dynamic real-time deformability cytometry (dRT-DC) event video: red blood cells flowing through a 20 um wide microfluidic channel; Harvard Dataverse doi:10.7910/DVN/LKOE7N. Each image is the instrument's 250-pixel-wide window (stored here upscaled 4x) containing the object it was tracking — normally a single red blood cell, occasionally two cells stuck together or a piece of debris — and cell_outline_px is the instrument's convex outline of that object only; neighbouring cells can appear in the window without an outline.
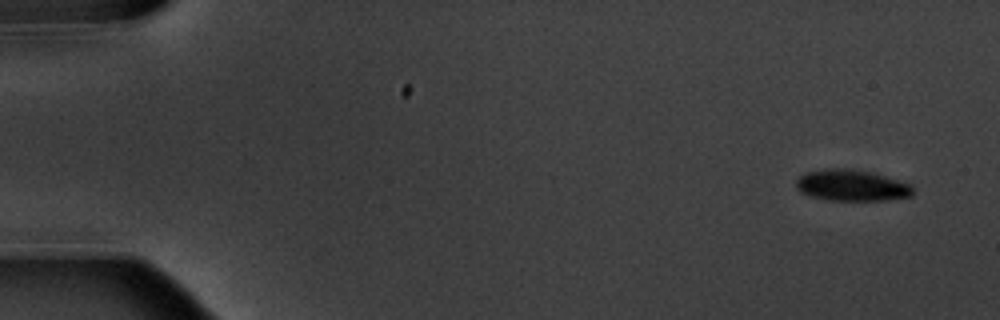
{"species": "common noctule bat (a hibernating species)", "species_latin": "Nyctalus noctula", "temperature_condition": "warm", "stored_images_in_passage": 5, "camera_frame_rate_fps": 3000, "um_per_image_px": 0.085, "animal": {"sex": "male", "body_mass_g": 20.1, "forearm_length_mm": 53.5}, "frame": {"image": 1, "passage_image": 1, "time_ms": 0.0, "image_size_px": [1000, 320], "cell_outline_px": [[912, 196], [888, 200], [824, 200], [800, 192], [796, 188], [796, 180], [800, 176], [808, 172], [828, 168], [852, 168], [872, 172], [912, 184]], "centroid_in_image_um": [72.4, 15.75], "position_along_channel_um": 12.6, "area_um2": 21.39}}
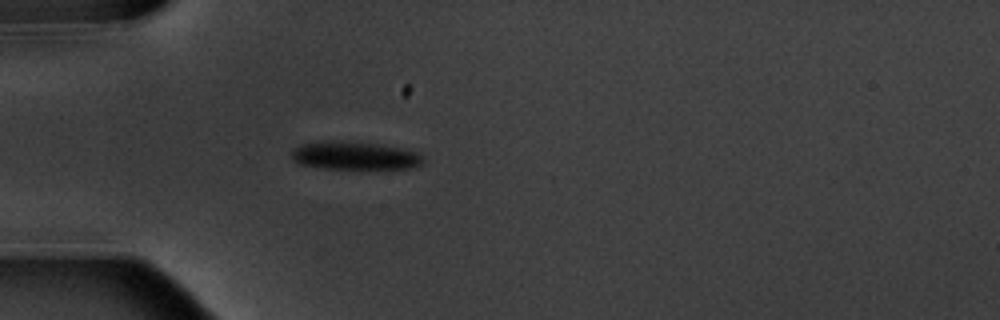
{"frame": {"image": 2, "passage_image": 5, "time_ms": 4.667, "image_size_px": [1000, 320], "cell_outline_px": [[424, 164], [416, 168], [324, 168], [300, 164], [292, 160], [292, 152], [300, 144], [324, 140], [332, 140], [376, 144], [400, 148], [416, 152], [424, 156]], "centroid_in_image_um": [30.17, 13.23], "position_along_channel_um": 54.8, "area_um2": 21.44}}